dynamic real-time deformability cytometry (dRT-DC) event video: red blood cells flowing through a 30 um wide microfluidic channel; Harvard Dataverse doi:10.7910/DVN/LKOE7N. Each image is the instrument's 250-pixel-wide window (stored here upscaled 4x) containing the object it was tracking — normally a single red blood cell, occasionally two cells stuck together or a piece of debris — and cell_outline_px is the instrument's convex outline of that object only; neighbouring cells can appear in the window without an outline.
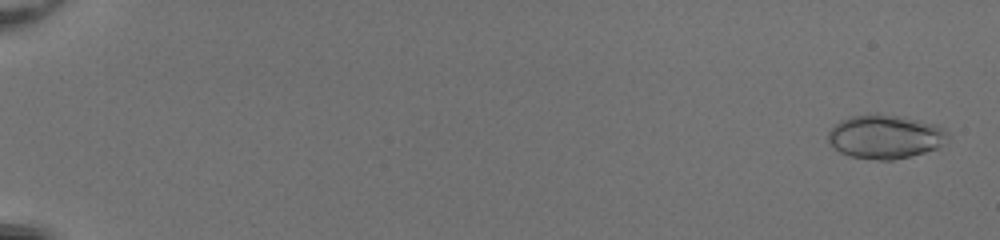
{"species": "common noctule bat (a hibernating species)", "species_latin": "Nyctalus noctula", "temperature_condition": "room temperature", "stored_images_in_passage": 53, "segment_of_instrument_passage": [1, 2], "camera_frame_rate_fps": 3000, "um_per_image_px": 0.085, "animal": {"sex": "female", "body_mass_g": 20.0, "forearm_length_mm": 54.0}, "frame": {"image": 1, "passage_image": 2, "time_ms": 0.333, "image_size_px": [1000, 240], "cell_outline_px": [[952, 136], [948, 140], [936, 148], [924, 152], [892, 160], [880, 160], [848, 156], [840, 152], [828, 140], [828, 132], [840, 120], [852, 116], [876, 112], [900, 116], [920, 120], [936, 124], [944, 128]], "centroid_in_image_um": [75.27, 11.59], "position_along_channel_um": 9.7, "area_um2": 30.75}}
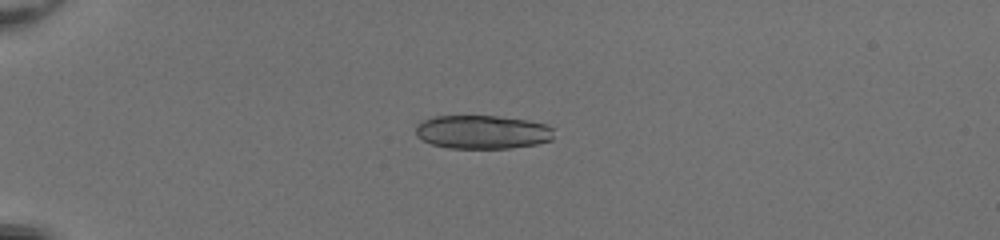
{"frame": {"image": 2, "passage_image": 16, "time_ms": 5.0, "image_size_px": [1000, 240], "cell_outline_px": [[552, 140], [536, 144], [512, 148], [448, 148], [432, 144], [420, 140], [416, 136], [416, 124], [432, 116], [496, 116], [528, 120], [544, 124], [552, 128]], "centroid_in_image_um": [40.96, 11.22], "position_along_channel_um": 44.0, "area_um2": 27.17}}